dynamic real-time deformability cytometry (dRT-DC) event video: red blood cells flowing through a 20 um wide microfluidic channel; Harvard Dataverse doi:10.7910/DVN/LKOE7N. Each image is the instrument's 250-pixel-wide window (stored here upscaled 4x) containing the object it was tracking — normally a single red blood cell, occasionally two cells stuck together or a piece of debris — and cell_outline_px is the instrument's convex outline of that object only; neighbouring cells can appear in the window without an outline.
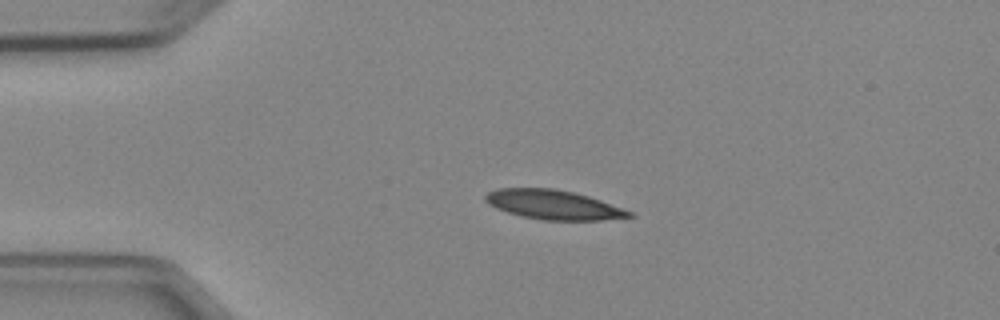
{"species": "Egyptian fruit bat (a non-hibernating species)", "species_latin": "Rousettus aegyptiacus", "temperature_condition": "cold", "stored_images_in_passage": 2, "camera_frame_rate_fps": 3000, "um_per_image_px": 0.085, "animal": {"sex": "female"}, "frame": {"image": 1, "passage_image": 1, "time_ms": 0.0, "image_size_px": [1000, 320], "cell_outline_px": [[636, 216], [600, 220], [544, 220], [520, 216], [496, 208], [488, 204], [484, 200], [484, 196], [488, 192], [496, 188], [556, 188], [588, 196], [600, 200], [632, 212]], "centroid_in_image_um": [47.0, 17.4], "position_along_channel_um": 38.0, "area_um2": 24.57}}